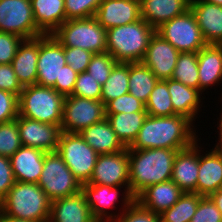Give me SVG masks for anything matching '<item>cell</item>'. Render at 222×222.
<instances>
[{"label": "cell", "mask_w": 222, "mask_h": 222, "mask_svg": "<svg viewBox=\"0 0 222 222\" xmlns=\"http://www.w3.org/2000/svg\"><path fill=\"white\" fill-rule=\"evenodd\" d=\"M195 125L192 120L183 115H147L134 142L128 149H185L202 139L201 136L198 137Z\"/></svg>", "instance_id": "6da1fadb"}, {"label": "cell", "mask_w": 222, "mask_h": 222, "mask_svg": "<svg viewBox=\"0 0 222 222\" xmlns=\"http://www.w3.org/2000/svg\"><path fill=\"white\" fill-rule=\"evenodd\" d=\"M179 150L128 149L130 193L136 197L146 187L171 180L173 161Z\"/></svg>", "instance_id": "7a4b0ae2"}, {"label": "cell", "mask_w": 222, "mask_h": 222, "mask_svg": "<svg viewBox=\"0 0 222 222\" xmlns=\"http://www.w3.org/2000/svg\"><path fill=\"white\" fill-rule=\"evenodd\" d=\"M51 203L38 184L15 181L0 202V212L32 222H49Z\"/></svg>", "instance_id": "3957f363"}, {"label": "cell", "mask_w": 222, "mask_h": 222, "mask_svg": "<svg viewBox=\"0 0 222 222\" xmlns=\"http://www.w3.org/2000/svg\"><path fill=\"white\" fill-rule=\"evenodd\" d=\"M156 30L144 19L107 30L106 48L117 62H141Z\"/></svg>", "instance_id": "277c9868"}, {"label": "cell", "mask_w": 222, "mask_h": 222, "mask_svg": "<svg viewBox=\"0 0 222 222\" xmlns=\"http://www.w3.org/2000/svg\"><path fill=\"white\" fill-rule=\"evenodd\" d=\"M64 100L53 87L24 86L18 96L19 116L61 126Z\"/></svg>", "instance_id": "5b68a950"}, {"label": "cell", "mask_w": 222, "mask_h": 222, "mask_svg": "<svg viewBox=\"0 0 222 222\" xmlns=\"http://www.w3.org/2000/svg\"><path fill=\"white\" fill-rule=\"evenodd\" d=\"M106 34L95 17L66 20L52 33L63 47H78L93 54L107 51Z\"/></svg>", "instance_id": "8992f818"}, {"label": "cell", "mask_w": 222, "mask_h": 222, "mask_svg": "<svg viewBox=\"0 0 222 222\" xmlns=\"http://www.w3.org/2000/svg\"><path fill=\"white\" fill-rule=\"evenodd\" d=\"M81 191L84 193L92 216L97 222H113L120 215L121 211L123 212L135 200V197L130 193V186L112 187L108 185L84 183L82 184ZM120 196L122 197L120 198ZM119 198L120 208L122 210L120 209V212L117 214L118 203L116 202H118ZM113 210L116 211L113 212Z\"/></svg>", "instance_id": "52a82bcc"}, {"label": "cell", "mask_w": 222, "mask_h": 222, "mask_svg": "<svg viewBox=\"0 0 222 222\" xmlns=\"http://www.w3.org/2000/svg\"><path fill=\"white\" fill-rule=\"evenodd\" d=\"M51 201L74 195L81 191L82 184L56 152L45 154L43 170L37 183Z\"/></svg>", "instance_id": "ba28073f"}, {"label": "cell", "mask_w": 222, "mask_h": 222, "mask_svg": "<svg viewBox=\"0 0 222 222\" xmlns=\"http://www.w3.org/2000/svg\"><path fill=\"white\" fill-rule=\"evenodd\" d=\"M57 153L81 184L89 182L99 154L79 133L62 131Z\"/></svg>", "instance_id": "9c48e42d"}, {"label": "cell", "mask_w": 222, "mask_h": 222, "mask_svg": "<svg viewBox=\"0 0 222 222\" xmlns=\"http://www.w3.org/2000/svg\"><path fill=\"white\" fill-rule=\"evenodd\" d=\"M156 33L172 44L180 53H198L207 45L191 9L162 24L156 29Z\"/></svg>", "instance_id": "30bf717a"}, {"label": "cell", "mask_w": 222, "mask_h": 222, "mask_svg": "<svg viewBox=\"0 0 222 222\" xmlns=\"http://www.w3.org/2000/svg\"><path fill=\"white\" fill-rule=\"evenodd\" d=\"M104 118L105 105L101 100L69 95L64 100L61 130L67 133H80Z\"/></svg>", "instance_id": "8fae6325"}, {"label": "cell", "mask_w": 222, "mask_h": 222, "mask_svg": "<svg viewBox=\"0 0 222 222\" xmlns=\"http://www.w3.org/2000/svg\"><path fill=\"white\" fill-rule=\"evenodd\" d=\"M0 31L23 39L44 35L35 23L31 0H0Z\"/></svg>", "instance_id": "7c38bea8"}, {"label": "cell", "mask_w": 222, "mask_h": 222, "mask_svg": "<svg viewBox=\"0 0 222 222\" xmlns=\"http://www.w3.org/2000/svg\"><path fill=\"white\" fill-rule=\"evenodd\" d=\"M65 64L64 48L56 38L52 34L39 36L36 84L53 87L55 82H60Z\"/></svg>", "instance_id": "4fadbf2b"}, {"label": "cell", "mask_w": 222, "mask_h": 222, "mask_svg": "<svg viewBox=\"0 0 222 222\" xmlns=\"http://www.w3.org/2000/svg\"><path fill=\"white\" fill-rule=\"evenodd\" d=\"M87 184L129 186L128 148L112 154H99Z\"/></svg>", "instance_id": "5bb4252c"}, {"label": "cell", "mask_w": 222, "mask_h": 222, "mask_svg": "<svg viewBox=\"0 0 222 222\" xmlns=\"http://www.w3.org/2000/svg\"><path fill=\"white\" fill-rule=\"evenodd\" d=\"M22 146L33 147L44 152H56L62 133L60 125L39 122L23 116L17 117Z\"/></svg>", "instance_id": "9a60e30c"}, {"label": "cell", "mask_w": 222, "mask_h": 222, "mask_svg": "<svg viewBox=\"0 0 222 222\" xmlns=\"http://www.w3.org/2000/svg\"><path fill=\"white\" fill-rule=\"evenodd\" d=\"M180 52L159 34L151 37L145 56L141 61L158 80L171 79Z\"/></svg>", "instance_id": "2e32d148"}, {"label": "cell", "mask_w": 222, "mask_h": 222, "mask_svg": "<svg viewBox=\"0 0 222 222\" xmlns=\"http://www.w3.org/2000/svg\"><path fill=\"white\" fill-rule=\"evenodd\" d=\"M95 18L106 30L141 19L140 0H103Z\"/></svg>", "instance_id": "e0dca14e"}, {"label": "cell", "mask_w": 222, "mask_h": 222, "mask_svg": "<svg viewBox=\"0 0 222 222\" xmlns=\"http://www.w3.org/2000/svg\"><path fill=\"white\" fill-rule=\"evenodd\" d=\"M199 170V140L185 149L179 150L173 161L171 180L183 192L196 193Z\"/></svg>", "instance_id": "ac0fdd59"}, {"label": "cell", "mask_w": 222, "mask_h": 222, "mask_svg": "<svg viewBox=\"0 0 222 222\" xmlns=\"http://www.w3.org/2000/svg\"><path fill=\"white\" fill-rule=\"evenodd\" d=\"M200 141L199 139V170L196 193L201 196H210L222 189V155L213 149H206L207 153H204Z\"/></svg>", "instance_id": "d6986e66"}, {"label": "cell", "mask_w": 222, "mask_h": 222, "mask_svg": "<svg viewBox=\"0 0 222 222\" xmlns=\"http://www.w3.org/2000/svg\"><path fill=\"white\" fill-rule=\"evenodd\" d=\"M190 9L207 44L222 45V6L190 0Z\"/></svg>", "instance_id": "ffe728a7"}, {"label": "cell", "mask_w": 222, "mask_h": 222, "mask_svg": "<svg viewBox=\"0 0 222 222\" xmlns=\"http://www.w3.org/2000/svg\"><path fill=\"white\" fill-rule=\"evenodd\" d=\"M45 154L41 149L21 146L10 157L15 181L37 184L43 170Z\"/></svg>", "instance_id": "44dd1931"}, {"label": "cell", "mask_w": 222, "mask_h": 222, "mask_svg": "<svg viewBox=\"0 0 222 222\" xmlns=\"http://www.w3.org/2000/svg\"><path fill=\"white\" fill-rule=\"evenodd\" d=\"M199 91L207 94L222 83V45L207 44L197 53ZM206 91V93H204Z\"/></svg>", "instance_id": "7402d4cb"}, {"label": "cell", "mask_w": 222, "mask_h": 222, "mask_svg": "<svg viewBox=\"0 0 222 222\" xmlns=\"http://www.w3.org/2000/svg\"><path fill=\"white\" fill-rule=\"evenodd\" d=\"M183 194L179 186L169 180L146 187L135 197V200L144 208L161 214L172 207Z\"/></svg>", "instance_id": "603a6c76"}, {"label": "cell", "mask_w": 222, "mask_h": 222, "mask_svg": "<svg viewBox=\"0 0 222 222\" xmlns=\"http://www.w3.org/2000/svg\"><path fill=\"white\" fill-rule=\"evenodd\" d=\"M49 222H97L82 191L52 201Z\"/></svg>", "instance_id": "cb8c5ba5"}, {"label": "cell", "mask_w": 222, "mask_h": 222, "mask_svg": "<svg viewBox=\"0 0 222 222\" xmlns=\"http://www.w3.org/2000/svg\"><path fill=\"white\" fill-rule=\"evenodd\" d=\"M168 84L173 110L178 115H183L194 123L198 117L201 107L203 108V94L192 87L186 86L173 79L164 80ZM202 100V101H201Z\"/></svg>", "instance_id": "d4e9b609"}, {"label": "cell", "mask_w": 222, "mask_h": 222, "mask_svg": "<svg viewBox=\"0 0 222 222\" xmlns=\"http://www.w3.org/2000/svg\"><path fill=\"white\" fill-rule=\"evenodd\" d=\"M141 18L155 30L190 9V0H140Z\"/></svg>", "instance_id": "484cf974"}, {"label": "cell", "mask_w": 222, "mask_h": 222, "mask_svg": "<svg viewBox=\"0 0 222 222\" xmlns=\"http://www.w3.org/2000/svg\"><path fill=\"white\" fill-rule=\"evenodd\" d=\"M39 37L24 39L18 47L11 65L21 85H34L37 81Z\"/></svg>", "instance_id": "4316f807"}, {"label": "cell", "mask_w": 222, "mask_h": 222, "mask_svg": "<svg viewBox=\"0 0 222 222\" xmlns=\"http://www.w3.org/2000/svg\"><path fill=\"white\" fill-rule=\"evenodd\" d=\"M79 135L98 154H112L126 149L106 118L83 129Z\"/></svg>", "instance_id": "83f0119b"}, {"label": "cell", "mask_w": 222, "mask_h": 222, "mask_svg": "<svg viewBox=\"0 0 222 222\" xmlns=\"http://www.w3.org/2000/svg\"><path fill=\"white\" fill-rule=\"evenodd\" d=\"M37 28L44 34H52L66 21L64 0H31Z\"/></svg>", "instance_id": "f1b7e54d"}, {"label": "cell", "mask_w": 222, "mask_h": 222, "mask_svg": "<svg viewBox=\"0 0 222 222\" xmlns=\"http://www.w3.org/2000/svg\"><path fill=\"white\" fill-rule=\"evenodd\" d=\"M111 128L122 144L128 148L135 140L147 112H131L118 114H105Z\"/></svg>", "instance_id": "f546056e"}, {"label": "cell", "mask_w": 222, "mask_h": 222, "mask_svg": "<svg viewBox=\"0 0 222 222\" xmlns=\"http://www.w3.org/2000/svg\"><path fill=\"white\" fill-rule=\"evenodd\" d=\"M159 80L142 62L129 63V94L143 103L149 99L150 93Z\"/></svg>", "instance_id": "4dcf8cb0"}, {"label": "cell", "mask_w": 222, "mask_h": 222, "mask_svg": "<svg viewBox=\"0 0 222 222\" xmlns=\"http://www.w3.org/2000/svg\"><path fill=\"white\" fill-rule=\"evenodd\" d=\"M129 92V63L117 62L102 85L101 101L106 105Z\"/></svg>", "instance_id": "1f68e13d"}, {"label": "cell", "mask_w": 222, "mask_h": 222, "mask_svg": "<svg viewBox=\"0 0 222 222\" xmlns=\"http://www.w3.org/2000/svg\"><path fill=\"white\" fill-rule=\"evenodd\" d=\"M202 197L197 193L184 192L172 207L159 214L161 222H190Z\"/></svg>", "instance_id": "d6a6232c"}, {"label": "cell", "mask_w": 222, "mask_h": 222, "mask_svg": "<svg viewBox=\"0 0 222 222\" xmlns=\"http://www.w3.org/2000/svg\"><path fill=\"white\" fill-rule=\"evenodd\" d=\"M171 79L199 90L198 62L196 52H183L179 54Z\"/></svg>", "instance_id": "836d02e7"}, {"label": "cell", "mask_w": 222, "mask_h": 222, "mask_svg": "<svg viewBox=\"0 0 222 222\" xmlns=\"http://www.w3.org/2000/svg\"><path fill=\"white\" fill-rule=\"evenodd\" d=\"M147 115L149 116H173L171 96L168 91V84L164 80H159L150 93L145 104Z\"/></svg>", "instance_id": "e575fe53"}, {"label": "cell", "mask_w": 222, "mask_h": 222, "mask_svg": "<svg viewBox=\"0 0 222 222\" xmlns=\"http://www.w3.org/2000/svg\"><path fill=\"white\" fill-rule=\"evenodd\" d=\"M21 146L17 119L0 123V156L10 158Z\"/></svg>", "instance_id": "d590c367"}, {"label": "cell", "mask_w": 222, "mask_h": 222, "mask_svg": "<svg viewBox=\"0 0 222 222\" xmlns=\"http://www.w3.org/2000/svg\"><path fill=\"white\" fill-rule=\"evenodd\" d=\"M117 61L108 52L94 54L91 57L87 72L102 86L109 78Z\"/></svg>", "instance_id": "8d00e7d4"}, {"label": "cell", "mask_w": 222, "mask_h": 222, "mask_svg": "<svg viewBox=\"0 0 222 222\" xmlns=\"http://www.w3.org/2000/svg\"><path fill=\"white\" fill-rule=\"evenodd\" d=\"M103 0H64L66 20L95 17Z\"/></svg>", "instance_id": "74e56055"}, {"label": "cell", "mask_w": 222, "mask_h": 222, "mask_svg": "<svg viewBox=\"0 0 222 222\" xmlns=\"http://www.w3.org/2000/svg\"><path fill=\"white\" fill-rule=\"evenodd\" d=\"M102 86L87 71L78 73L72 95L100 100Z\"/></svg>", "instance_id": "f35d334b"}, {"label": "cell", "mask_w": 222, "mask_h": 222, "mask_svg": "<svg viewBox=\"0 0 222 222\" xmlns=\"http://www.w3.org/2000/svg\"><path fill=\"white\" fill-rule=\"evenodd\" d=\"M147 112L145 103L135 98L133 95L126 93L116 99L109 101L105 105V114Z\"/></svg>", "instance_id": "ab89813d"}, {"label": "cell", "mask_w": 222, "mask_h": 222, "mask_svg": "<svg viewBox=\"0 0 222 222\" xmlns=\"http://www.w3.org/2000/svg\"><path fill=\"white\" fill-rule=\"evenodd\" d=\"M113 222H161V219L159 214L144 208L134 200Z\"/></svg>", "instance_id": "60d3db41"}, {"label": "cell", "mask_w": 222, "mask_h": 222, "mask_svg": "<svg viewBox=\"0 0 222 222\" xmlns=\"http://www.w3.org/2000/svg\"><path fill=\"white\" fill-rule=\"evenodd\" d=\"M65 61L77 73L86 72L91 57L94 55L91 51L78 47H63Z\"/></svg>", "instance_id": "b9f144b4"}, {"label": "cell", "mask_w": 222, "mask_h": 222, "mask_svg": "<svg viewBox=\"0 0 222 222\" xmlns=\"http://www.w3.org/2000/svg\"><path fill=\"white\" fill-rule=\"evenodd\" d=\"M190 222H222V214L209 196H203Z\"/></svg>", "instance_id": "7bdbcfd3"}, {"label": "cell", "mask_w": 222, "mask_h": 222, "mask_svg": "<svg viewBox=\"0 0 222 222\" xmlns=\"http://www.w3.org/2000/svg\"><path fill=\"white\" fill-rule=\"evenodd\" d=\"M24 39L20 36L0 31V64H10Z\"/></svg>", "instance_id": "ee69618b"}, {"label": "cell", "mask_w": 222, "mask_h": 222, "mask_svg": "<svg viewBox=\"0 0 222 222\" xmlns=\"http://www.w3.org/2000/svg\"><path fill=\"white\" fill-rule=\"evenodd\" d=\"M18 116V95L0 90V123L13 121Z\"/></svg>", "instance_id": "f6af8a7d"}, {"label": "cell", "mask_w": 222, "mask_h": 222, "mask_svg": "<svg viewBox=\"0 0 222 222\" xmlns=\"http://www.w3.org/2000/svg\"><path fill=\"white\" fill-rule=\"evenodd\" d=\"M0 90L8 91L16 95H20L23 86L10 64H0Z\"/></svg>", "instance_id": "bcb514c9"}, {"label": "cell", "mask_w": 222, "mask_h": 222, "mask_svg": "<svg viewBox=\"0 0 222 222\" xmlns=\"http://www.w3.org/2000/svg\"><path fill=\"white\" fill-rule=\"evenodd\" d=\"M78 73L74 71L68 64L62 67L60 74V82H55L53 88L63 96L72 95Z\"/></svg>", "instance_id": "7dc6e473"}, {"label": "cell", "mask_w": 222, "mask_h": 222, "mask_svg": "<svg viewBox=\"0 0 222 222\" xmlns=\"http://www.w3.org/2000/svg\"><path fill=\"white\" fill-rule=\"evenodd\" d=\"M15 184L10 158L0 156V202Z\"/></svg>", "instance_id": "c3c4849f"}, {"label": "cell", "mask_w": 222, "mask_h": 222, "mask_svg": "<svg viewBox=\"0 0 222 222\" xmlns=\"http://www.w3.org/2000/svg\"><path fill=\"white\" fill-rule=\"evenodd\" d=\"M222 109V108H221ZM220 115V117H219V119H218V117H217V120H218V122H217V124H216V128H217V132L216 133H218V137L219 138H217V140L215 141V142H217V143H215V144H213L214 145V147L212 148L215 152H217V153H219V154H221L222 155V110H220V113H219Z\"/></svg>", "instance_id": "681fc988"}, {"label": "cell", "mask_w": 222, "mask_h": 222, "mask_svg": "<svg viewBox=\"0 0 222 222\" xmlns=\"http://www.w3.org/2000/svg\"><path fill=\"white\" fill-rule=\"evenodd\" d=\"M209 197L212 199V201L215 203L216 207L222 214V189L218 190L215 193H212Z\"/></svg>", "instance_id": "f907efd6"}, {"label": "cell", "mask_w": 222, "mask_h": 222, "mask_svg": "<svg viewBox=\"0 0 222 222\" xmlns=\"http://www.w3.org/2000/svg\"><path fill=\"white\" fill-rule=\"evenodd\" d=\"M0 222H32L29 220H23L21 218L11 217L0 212Z\"/></svg>", "instance_id": "816d5d0a"}, {"label": "cell", "mask_w": 222, "mask_h": 222, "mask_svg": "<svg viewBox=\"0 0 222 222\" xmlns=\"http://www.w3.org/2000/svg\"><path fill=\"white\" fill-rule=\"evenodd\" d=\"M203 1L222 6V0H203Z\"/></svg>", "instance_id": "f5cc1de1"}]
</instances>
